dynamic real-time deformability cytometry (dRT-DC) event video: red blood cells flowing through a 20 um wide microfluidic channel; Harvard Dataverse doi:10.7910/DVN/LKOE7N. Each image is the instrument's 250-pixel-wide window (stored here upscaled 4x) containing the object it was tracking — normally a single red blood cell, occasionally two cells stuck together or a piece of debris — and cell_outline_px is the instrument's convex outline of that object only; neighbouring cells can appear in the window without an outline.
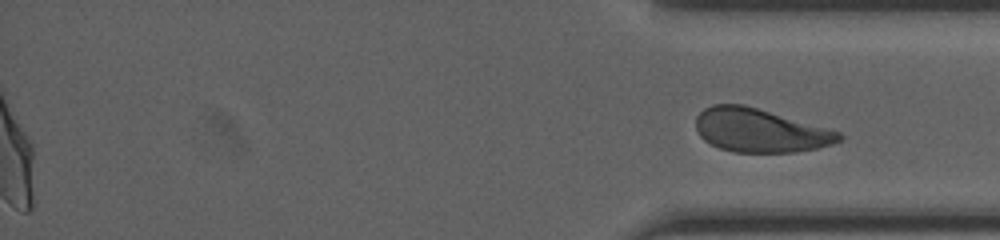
{"species": "human", "species_latin": "Homo sapiens", "temperature_condition": "cold", "stored_images_in_passage": 47, "segment_of_instrument_passage": [2, 2], "camera_frame_rate_fps": 3000, "um_per_image_px": 0.085, "donor": {"sex": "female"}, "frame": {"image": 1, "passage_image": 47, "time_ms": 15.333, "image_size_px": [1000, 240], "cell_outline_px": [[844, 140], [832, 144], [816, 148], [796, 152], [732, 152], [720, 148], [704, 140], [700, 136], [696, 128], [696, 116], [704, 108], [712, 104], [744, 104], [840, 132], [844, 136]], "centroid_in_image_um": [64.59, 11.09], "position_along_channel_um": 370.6, "area_um2": 36.24}}